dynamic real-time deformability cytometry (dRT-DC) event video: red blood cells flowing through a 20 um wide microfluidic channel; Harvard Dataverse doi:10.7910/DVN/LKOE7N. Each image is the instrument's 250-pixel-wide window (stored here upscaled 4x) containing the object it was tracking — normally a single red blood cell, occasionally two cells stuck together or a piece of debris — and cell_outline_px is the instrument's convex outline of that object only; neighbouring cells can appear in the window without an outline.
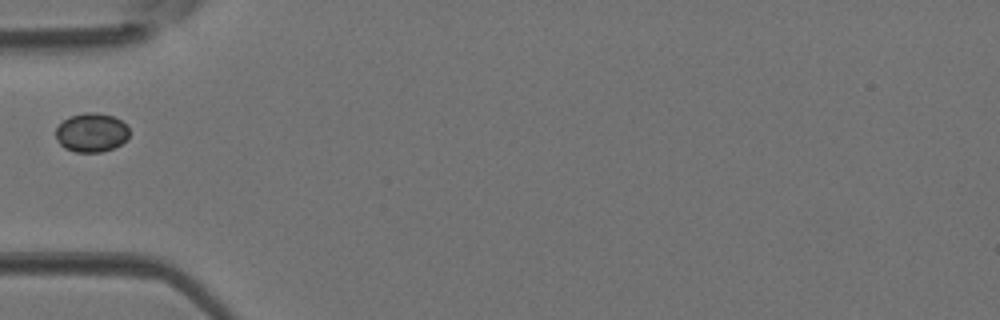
{"species": "Egyptian fruit bat (a non-hibernating species)", "species_latin": "Rousettus aegyptiacus", "temperature_condition": "room temperature", "stored_images_in_passage": 29, "camera_frame_rate_fps": 3000, "um_per_image_px": 0.085, "animal": {"sex": "female"}, "frame": {"image": 1, "passage_image": 1, "time_ms": 0.0, "image_size_px": [1000, 320], "cell_outline_px": [[128, 136], [120, 144], [112, 148], [100, 152], [76, 152], [64, 148], [56, 140], [56, 128], [68, 116], [84, 112], [96, 112], [112, 116], [128, 124]], "centroid_in_image_um": [7.75, 11.25], "position_along_channel_um": 77.2, "area_um2": 16.7}}
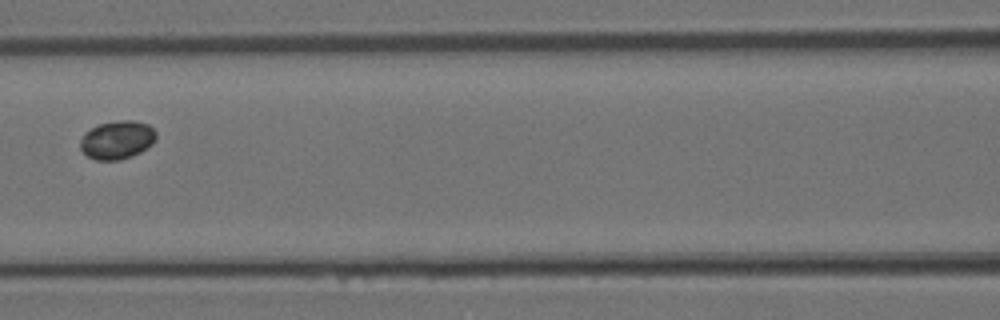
{"frame": {"image": 2, "passage_image": 6, "time_ms": 1.667, "image_size_px": [1000, 320], "cell_outline_px": [[156, 140], [152, 144], [140, 152], [132, 156], [120, 160], [96, 160], [88, 156], [80, 148], [80, 140], [84, 132], [100, 124], [116, 120], [132, 120], [148, 124], [156, 132]], "centroid_in_image_um": [9.96, 11.89], "position_along_channel_um": 156.6, "area_um2": 16.99}}
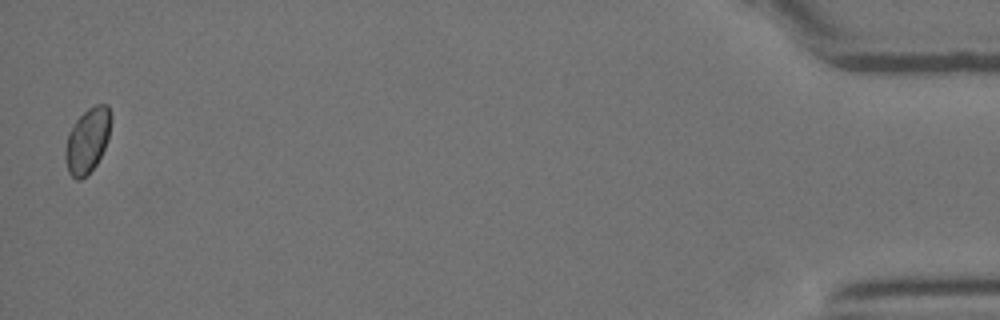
{"frame": {"image": 3, "passage_image": 29, "time_ms": 9.333, "image_size_px": [1000, 320], "cell_outline_px": [[112, 116], [108, 136], [104, 148], [96, 164], [80, 180], [76, 180], [68, 172], [64, 156], [64, 152], [68, 132], [76, 120], [88, 108], [96, 104], [108, 104]], "centroid_in_image_um": [7.42, 11.91], "position_along_channel_um": 427.8, "area_um2": 17.17}}